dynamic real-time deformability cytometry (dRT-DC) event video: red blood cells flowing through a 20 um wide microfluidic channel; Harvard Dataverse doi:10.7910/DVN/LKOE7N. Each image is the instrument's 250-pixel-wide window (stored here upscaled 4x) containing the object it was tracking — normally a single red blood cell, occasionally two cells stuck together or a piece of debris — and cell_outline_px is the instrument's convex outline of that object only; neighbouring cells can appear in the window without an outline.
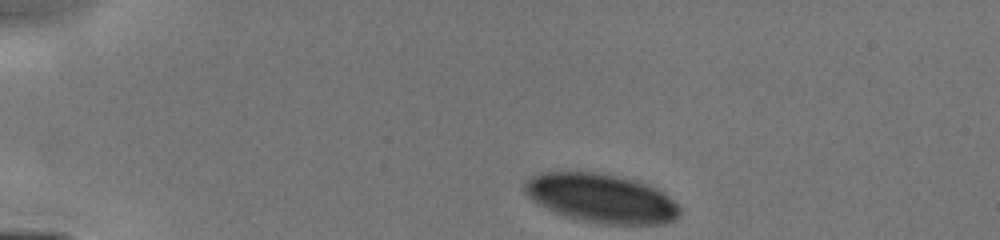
{"species": "human", "species_latin": "Homo sapiens", "temperature_condition": "cold", "stored_images_in_passage": 4, "camera_frame_rate_fps": 3000, "um_per_image_px": 0.085, "donor": {"sex": "male"}, "frame": {"image": 1, "passage_image": 1, "time_ms": 0.0, "image_size_px": [1000, 240], "cell_outline_px": [[680, 216], [676, 220], [664, 224], [600, 224], [580, 220], [564, 216], [544, 208], [528, 196], [524, 192], [524, 180], [536, 172], [600, 172], [636, 180], [648, 184], [656, 188], [668, 196], [680, 208]], "centroid_in_image_um": [51.09, 16.85], "position_along_channel_um": 33.9, "area_um2": 44.74}}